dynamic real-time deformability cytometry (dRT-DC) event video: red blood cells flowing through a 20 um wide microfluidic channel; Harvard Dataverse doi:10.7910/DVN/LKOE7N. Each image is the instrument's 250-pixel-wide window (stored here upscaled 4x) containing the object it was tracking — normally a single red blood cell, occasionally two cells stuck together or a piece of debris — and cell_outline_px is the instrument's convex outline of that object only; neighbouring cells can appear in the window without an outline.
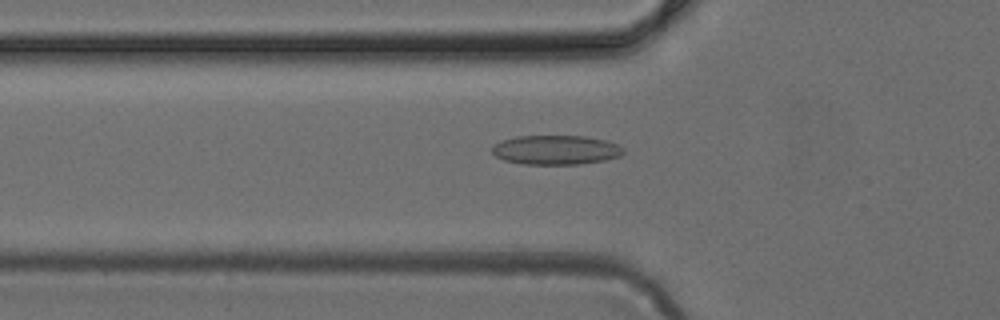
{"species": "common noctule bat (a hibernating species)", "species_latin": "Nyctalus noctula", "temperature_condition": "cold", "stored_images_in_passage": 49, "camera_frame_rate_fps": 3000, "um_per_image_px": 0.085, "animal": {"sex": "female", "body_mass_g": 24.6, "forearm_length_mm": 56.2}, "frame": {"image": 1, "passage_image": 17, "time_ms": 5.333, "image_size_px": [1000, 320], "cell_outline_px": [[624, 152], [620, 156], [604, 160], [580, 164], [524, 164], [504, 160], [496, 156], [492, 152], [492, 148], [500, 140], [516, 136], [584, 136], [604, 140], [616, 144], [624, 148]], "centroid_in_image_um": [47.24, 12.74], "position_along_channel_um": 78.6, "area_um2": 22.37}}
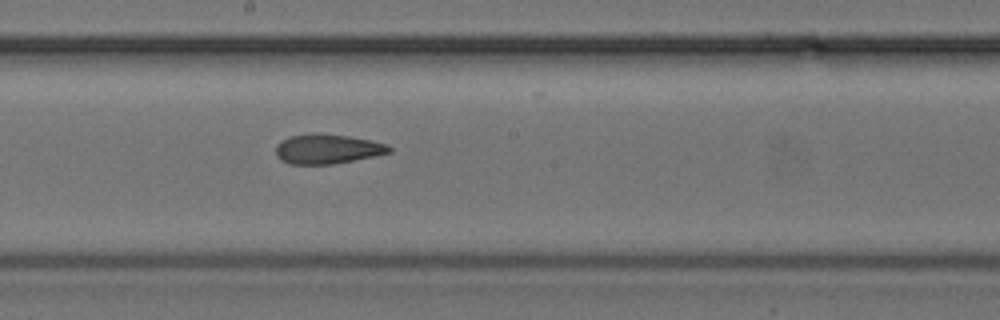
{"frame": {"image": 2, "passage_image": 27, "time_ms": 8.667, "image_size_px": [1000, 320], "cell_outline_px": [[392, 152], [332, 164], [288, 164], [280, 160], [276, 156], [276, 144], [280, 140], [288, 136], [348, 136], [372, 140], [388, 144], [392, 148]], "centroid_in_image_um": [27.82, 12.7], "position_along_channel_um": 220.4, "area_um2": 18.96}}
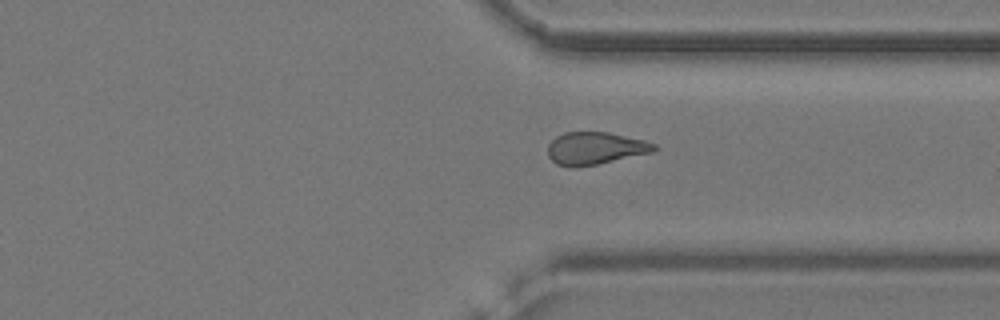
{"frame": {"image": 3, "passage_image": 37, "time_ms": 12.0, "image_size_px": [1000, 320], "cell_outline_px": [[656, 148], [652, 152], [596, 164], [576, 168], [568, 168], [556, 164], [548, 156], [548, 144], [556, 136], [564, 132], [608, 132], [644, 140], [656, 144]], "centroid_in_image_um": [50.54, 12.61], "position_along_channel_um": 360.9, "area_um2": 20.11}}